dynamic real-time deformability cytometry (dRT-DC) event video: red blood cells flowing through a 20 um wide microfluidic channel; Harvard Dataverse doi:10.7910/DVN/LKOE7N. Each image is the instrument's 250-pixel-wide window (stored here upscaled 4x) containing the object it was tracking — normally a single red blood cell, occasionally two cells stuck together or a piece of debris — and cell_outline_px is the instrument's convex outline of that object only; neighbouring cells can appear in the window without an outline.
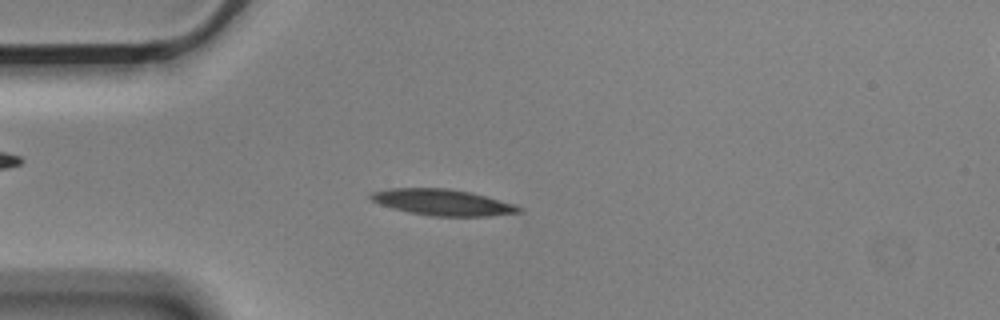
{"species": "Egyptian fruit bat (a non-hibernating species)", "species_latin": "Rousettus aegyptiacus", "temperature_condition": "cold", "stored_images_in_passage": 3, "camera_frame_rate_fps": 3000, "um_per_image_px": 0.085, "animal": {"sex": "male"}, "frame": {"image": 1, "passage_image": 3, "time_ms": 0.667, "image_size_px": [1000, 320], "cell_outline_px": [[524, 212], [488, 216], [432, 216], [408, 212], [392, 208], [380, 204], [372, 200], [368, 196], [372, 192], [388, 188], [448, 188], [472, 192], [516, 204], [524, 208]], "centroid_in_image_um": [37.67, 17.19], "position_along_channel_um": 47.3, "area_um2": 22.83}}